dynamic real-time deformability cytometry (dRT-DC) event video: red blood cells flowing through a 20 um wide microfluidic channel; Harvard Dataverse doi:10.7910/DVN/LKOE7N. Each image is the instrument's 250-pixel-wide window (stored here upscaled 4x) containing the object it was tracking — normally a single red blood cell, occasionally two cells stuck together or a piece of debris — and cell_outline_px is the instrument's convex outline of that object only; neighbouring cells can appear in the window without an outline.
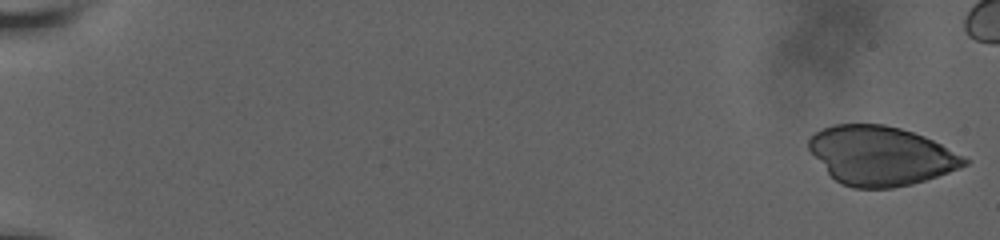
{"species": "human", "species_latin": "Homo sapiens", "temperature_condition": "room temperature", "stored_images_in_passage": 53, "camera_frame_rate_fps": 3000, "um_per_image_px": 0.085, "donor": {"sex": "male"}, "frame": {"image": 1, "passage_image": 1, "time_ms": 0.0, "image_size_px": [1000, 240], "cell_outline_px": [[972, 160], [968, 164], [960, 168], [912, 184], [892, 188], [852, 188], [840, 184], [828, 172], [808, 148], [808, 140], [816, 132], [832, 124], [884, 124], [900, 128], [924, 136]], "centroid_in_image_um": [74.88, 13.23], "position_along_channel_um": 10.1, "area_um2": 53.18}}
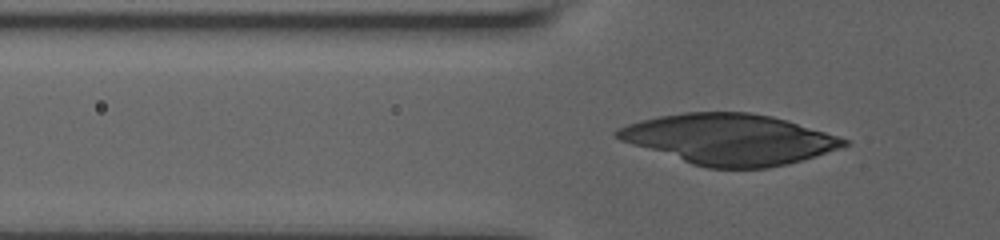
{"frame": {"image": 2, "passage_image": 21, "time_ms": 6.667, "image_size_px": [1000, 240], "cell_outline_px": [[852, 144], [844, 148], [788, 164], [768, 168], [708, 168], [692, 164], [620, 140], [612, 132], [616, 128], [640, 120], [660, 116], [684, 112], [748, 112], [772, 116], [824, 132], [848, 140]], "centroid_in_image_um": [62.01, 11.84], "position_along_channel_um": 63.8, "area_um2": 66.59}}